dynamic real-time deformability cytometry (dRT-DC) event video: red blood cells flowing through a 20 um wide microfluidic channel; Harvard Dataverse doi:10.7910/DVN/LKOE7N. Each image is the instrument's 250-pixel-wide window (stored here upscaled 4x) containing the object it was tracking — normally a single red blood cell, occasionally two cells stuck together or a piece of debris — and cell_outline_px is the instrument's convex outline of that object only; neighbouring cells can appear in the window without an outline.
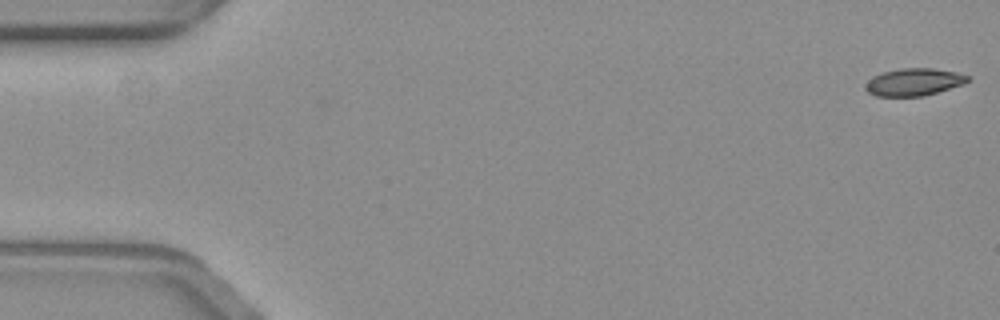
{"species": "common noctule bat (a hibernating species)", "species_latin": "Nyctalus noctula", "temperature_condition": "warm", "stored_images_in_passage": 26, "camera_frame_rate_fps": 3000, "um_per_image_px": 0.085, "animal": {"sex": "female", "body_mass_g": 19.3, "forearm_length_mm": 54.1}, "frame": {"image": 1, "passage_image": 1, "time_ms": 0.0, "image_size_px": [1000, 320], "cell_outline_px": [[968, 80], [964, 84], [924, 96], [876, 96], [868, 92], [864, 88], [868, 80], [872, 76], [884, 72], [900, 68], [932, 68], [956, 72], [968, 76]], "centroid_in_image_um": [77.66, 6.97], "position_along_channel_um": 7.3, "area_um2": 16.24}}
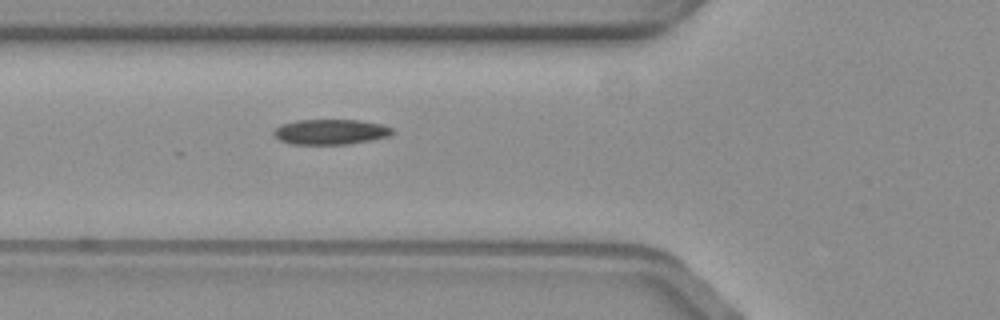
{"frame": {"image": 2, "passage_image": 21, "time_ms": 6.667, "image_size_px": [1000, 320], "cell_outline_px": [[396, 132], [388, 136], [348, 144], [292, 144], [280, 140], [272, 132], [280, 124], [296, 120], [360, 120], [380, 124], [392, 128]], "centroid_in_image_um": [28.08, 11.2], "position_along_channel_um": 97.7, "area_um2": 17.34}}
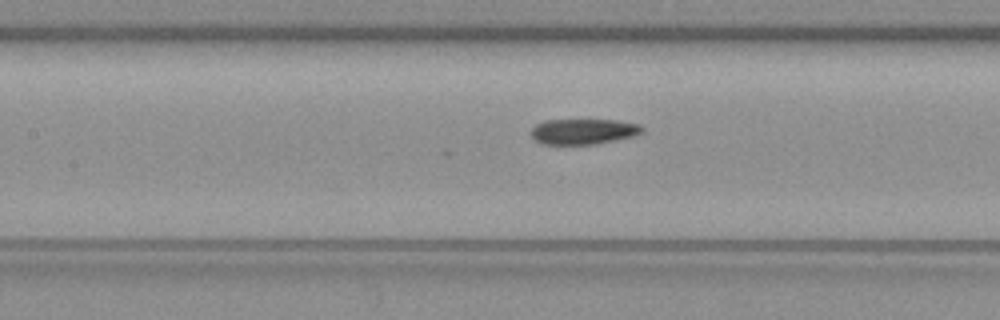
{"frame": {"image": 3, "passage_image": 26, "time_ms": 8.333, "image_size_px": [1000, 320], "cell_outline_px": [[644, 132], [632, 136], [596, 144], [540, 144], [532, 136], [532, 128], [536, 124], [544, 120], [616, 120], [640, 124], [644, 128]], "centroid_in_image_um": [49.6, 11.17], "position_along_channel_um": 157.8, "area_um2": 16.47}}